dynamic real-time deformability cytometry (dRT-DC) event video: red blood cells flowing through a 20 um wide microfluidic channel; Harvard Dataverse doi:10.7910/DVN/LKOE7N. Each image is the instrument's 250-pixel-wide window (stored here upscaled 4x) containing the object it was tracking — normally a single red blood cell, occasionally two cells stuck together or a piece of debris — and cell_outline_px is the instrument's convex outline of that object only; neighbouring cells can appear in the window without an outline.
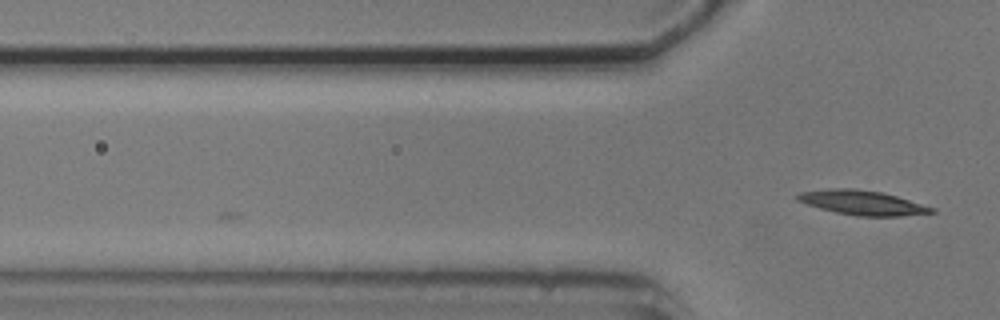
{"species": "common noctule bat (a hibernating species)", "species_latin": "Nyctalus noctula", "temperature_condition": "cold", "stored_images_in_passage": 3, "camera_frame_rate_fps": 3000, "um_per_image_px": 0.085, "animal": {"sex": "male", "body_mass_g": 20.5, "forearm_length_mm": 52.5}, "frame": {"image": 1, "passage_image": 3, "time_ms": 2.333, "image_size_px": [1000, 320], "cell_outline_px": [[936, 212], [900, 216], [856, 216], [836, 212], [820, 208], [796, 200], [796, 196], [800, 192], [828, 188], [856, 188], [884, 192], [936, 208]], "centroid_in_image_um": [73.32, 17.22], "position_along_channel_um": 52.5, "area_um2": 19.25}}